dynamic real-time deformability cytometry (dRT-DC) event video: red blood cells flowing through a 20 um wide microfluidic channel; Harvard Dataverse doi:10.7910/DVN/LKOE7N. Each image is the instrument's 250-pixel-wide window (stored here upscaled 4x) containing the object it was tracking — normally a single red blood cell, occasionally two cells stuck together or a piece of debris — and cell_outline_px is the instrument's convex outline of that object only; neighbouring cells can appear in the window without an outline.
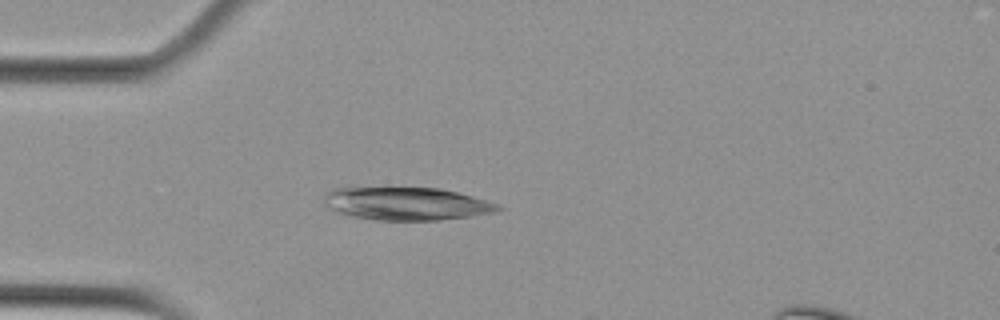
{"species": "Egyptian fruit bat (a non-hibernating species)", "species_latin": "Rousettus aegyptiacus", "temperature_condition": "cold", "stored_images_in_passage": 5, "camera_frame_rate_fps": 3000, "um_per_image_px": 0.085, "animal": {"sex": "female"}, "frame": {"image": 1, "passage_image": 4, "time_ms": 1.0, "image_size_px": [1000, 320], "cell_outline_px": [[504, 208], [496, 212], [468, 216], [436, 220], [376, 220], [352, 216], [336, 212], [324, 204], [324, 196], [332, 188], [440, 188], [472, 196], [496, 204]], "centroid_in_image_um": [34.52, 17.31], "position_along_channel_um": 50.5, "area_um2": 33.0}}